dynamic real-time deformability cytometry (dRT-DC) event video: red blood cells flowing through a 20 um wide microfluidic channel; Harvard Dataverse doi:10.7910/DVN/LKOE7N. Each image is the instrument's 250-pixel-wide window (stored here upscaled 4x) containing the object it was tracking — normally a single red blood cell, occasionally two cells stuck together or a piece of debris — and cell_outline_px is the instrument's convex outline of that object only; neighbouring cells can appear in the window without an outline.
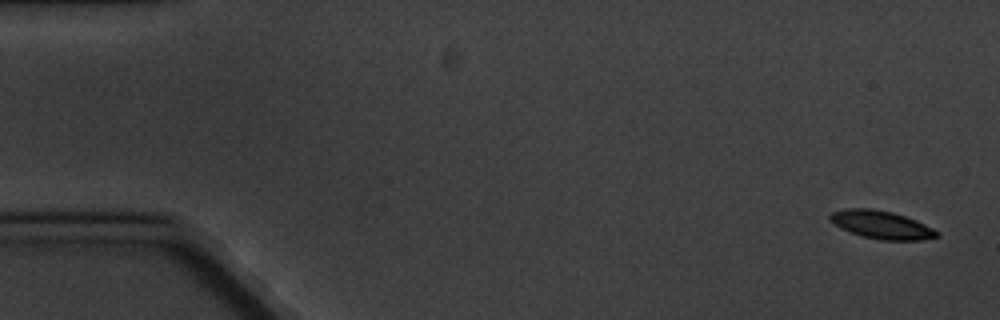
{"species": "common noctule bat (a hibernating species)", "species_latin": "Nyctalus noctula", "temperature_condition": "cold", "stored_images_in_passage": 8, "camera_frame_rate_fps": 3000, "um_per_image_px": 0.085, "animal": {"sex": "male", "body_mass_g": 20.1, "forearm_length_mm": 53.5}, "frame": {"image": 1, "passage_image": 1, "time_ms": 0.0, "image_size_px": [1000, 320], "cell_outline_px": [[940, 236], [920, 240], [880, 240], [864, 236], [840, 228], [828, 220], [828, 216], [832, 212], [848, 208], [872, 208], [892, 212], [916, 220], [940, 232]], "centroid_in_image_um": [74.92, 19.1], "position_along_channel_um": 10.1, "area_um2": 17.4}}
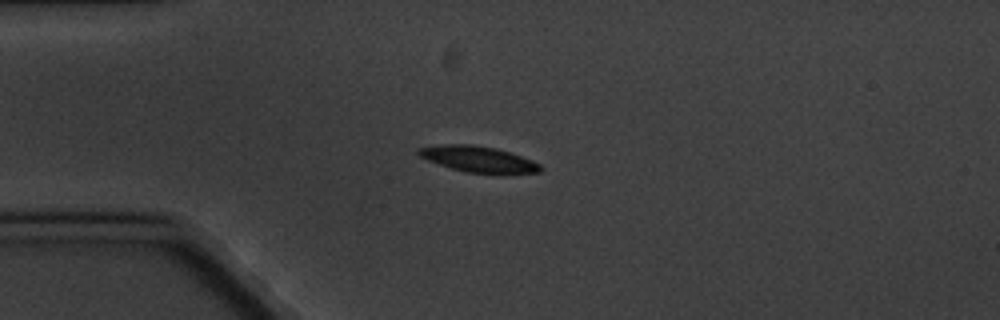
{"frame": {"image": 2, "passage_image": 4, "time_ms": 4.333, "image_size_px": [1000, 320], "cell_outline_px": [[544, 168], [540, 172], [464, 172], [428, 160], [420, 156], [416, 152], [416, 148], [444, 144], [472, 144], [496, 148], [532, 160], [540, 164]], "centroid_in_image_um": [40.61, 13.5], "position_along_channel_um": 44.4, "area_um2": 17.92}}